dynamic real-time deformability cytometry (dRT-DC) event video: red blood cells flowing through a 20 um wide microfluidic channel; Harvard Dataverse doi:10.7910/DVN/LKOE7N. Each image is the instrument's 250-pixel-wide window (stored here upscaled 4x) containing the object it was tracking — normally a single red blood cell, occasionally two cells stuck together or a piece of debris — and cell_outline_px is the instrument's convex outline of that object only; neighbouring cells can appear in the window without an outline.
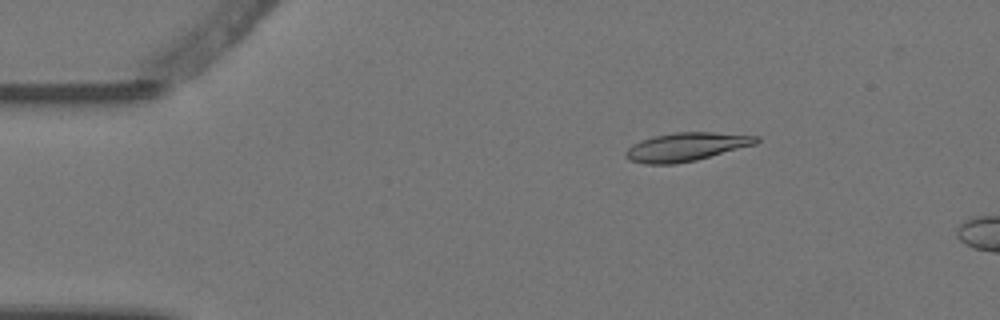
{"species": "Egyptian fruit bat (a non-hibernating species)", "species_latin": "Rousettus aegyptiacus", "temperature_condition": "warm", "stored_images_in_passage": 2, "camera_frame_rate_fps": 3000, "um_per_image_px": 0.085, "animal": {"sex": "female"}, "frame": {"image": 1, "passage_image": 1, "time_ms": 0.0, "image_size_px": [1000, 320], "cell_outline_px": [[760, 140], [756, 144], [696, 160], [676, 164], [644, 164], [628, 160], [624, 156], [624, 152], [632, 144], [640, 140], [652, 136], [676, 132], [712, 132], [760, 136]], "centroid_in_image_um": [58.29, 12.48], "position_along_channel_um": 26.7, "area_um2": 21.85}}